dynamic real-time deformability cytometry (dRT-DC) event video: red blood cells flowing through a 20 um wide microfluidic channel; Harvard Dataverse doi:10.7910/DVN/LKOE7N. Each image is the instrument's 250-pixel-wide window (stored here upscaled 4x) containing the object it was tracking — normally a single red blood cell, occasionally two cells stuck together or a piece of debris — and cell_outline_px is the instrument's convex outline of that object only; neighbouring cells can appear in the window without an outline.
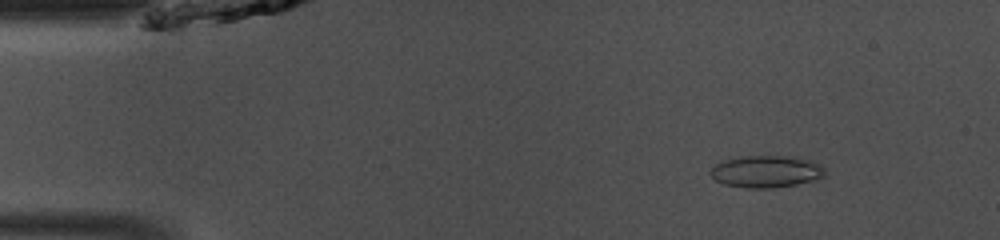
{"species": "common noctule bat (a hibernating species)", "species_latin": "Nyctalus noctula", "temperature_condition": "room temperature", "stored_images_in_passage": 48, "camera_frame_rate_fps": 3000, "um_per_image_px": 0.085, "animal": {"sex": "male", "body_mass_g": 13.0, "forearm_length_mm": 53.1}, "frame": {"image": 1, "passage_image": 6, "time_ms": 1.667, "image_size_px": [1000, 240], "cell_outline_px": [[824, 176], [820, 180], [772, 188], [748, 188], [724, 184], [716, 180], [708, 172], [716, 164], [724, 160], [740, 156], [788, 156], [812, 160], [820, 164], [824, 168]], "centroid_in_image_um": [65.16, 14.58], "position_along_channel_um": 19.8, "area_um2": 21.5}}
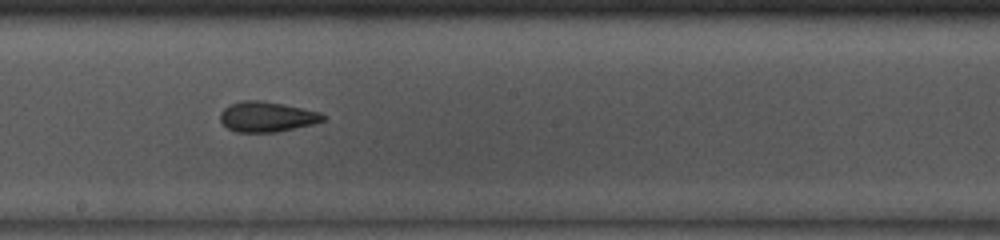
{"frame": {"image": 2, "passage_image": 26, "time_ms": 8.333, "image_size_px": [1000, 240], "cell_outline_px": [[328, 116], [324, 120], [312, 124], [276, 132], [236, 132], [228, 128], [220, 120], [220, 112], [224, 108], [232, 104], [244, 100], [260, 100], [320, 112]], "centroid_in_image_um": [22.68, 9.93], "position_along_channel_um": 225.5, "area_um2": 17.86}}
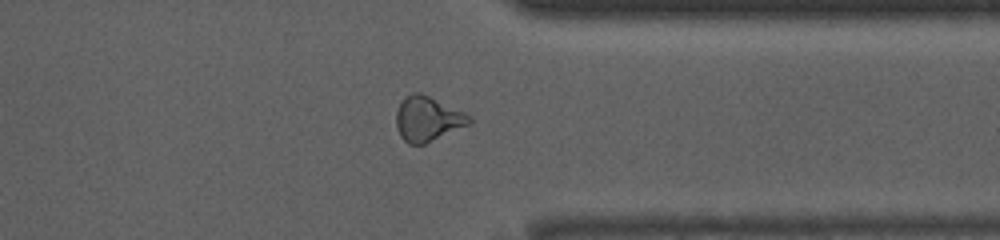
{"frame": {"image": 3, "passage_image": 37, "time_ms": 12.0, "image_size_px": [1000, 240], "cell_outline_px": [[472, 120], [468, 124], [424, 144], [408, 144], [400, 136], [396, 128], [396, 112], [404, 96], [412, 92], [420, 92], [464, 112], [472, 116]], "centroid_in_image_um": [36.31, 10.09], "position_along_channel_um": 375.1, "area_um2": 18.9}, "authors_computed_cell_mechanics": {"area_um2": 19.4208, "velocity_mm_per_s": 4.1688, "shape_relaxation_time_tau1_ms": null, "shape_relaxation_time_tau2_ms": 2.0419, "deformation_change_tau1": null, "deformation_change_tau2": 0.0794}}